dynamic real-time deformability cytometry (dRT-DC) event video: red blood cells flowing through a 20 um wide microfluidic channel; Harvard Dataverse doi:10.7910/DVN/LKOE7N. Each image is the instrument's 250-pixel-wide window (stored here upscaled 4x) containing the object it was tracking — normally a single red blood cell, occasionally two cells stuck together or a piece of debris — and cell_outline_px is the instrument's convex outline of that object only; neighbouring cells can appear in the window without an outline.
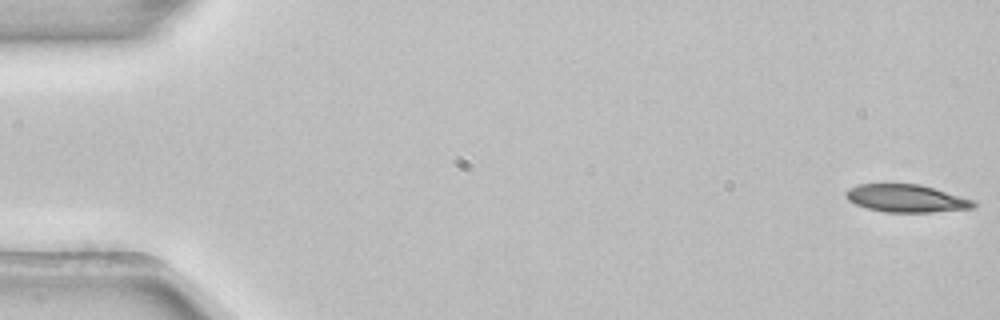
{"species": "common noctule bat (a hibernating species)", "species_latin": "Nyctalus noctula", "temperature_condition": "room temperature", "stored_images_in_passage": 53, "camera_frame_rate_fps": 3000, "um_per_image_px": 0.085, "animal": {"sex": "female", "body_mass_g": 22.7, "forearm_length_mm": 54.2}, "frame": {"image": 1, "passage_image": 1, "time_ms": 0.0, "image_size_px": [1000, 320], "cell_outline_px": [[976, 204], [972, 208], [932, 212], [884, 212], [868, 208], [856, 204], [848, 200], [844, 196], [844, 192], [848, 188], [860, 184], [920, 184], [972, 200]], "centroid_in_image_um": [76.96, 16.86], "position_along_channel_um": 8.0, "area_um2": 20.35}}
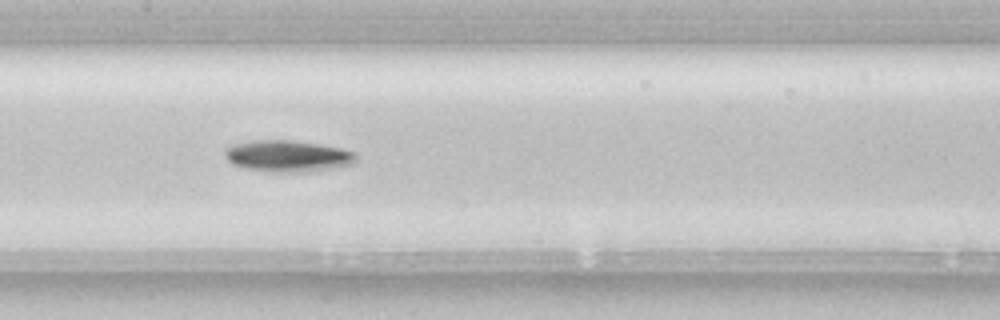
{"frame": {"image": 2, "passage_image": 26, "time_ms": 8.333, "image_size_px": [1000, 320], "cell_outline_px": [[356, 160], [352, 164], [312, 172], [272, 172], [244, 168], [232, 164], [224, 156], [224, 148], [236, 144], [252, 140], [292, 140], [320, 144], [340, 148], [356, 152]], "centroid_in_image_um": [24.45, 13.27], "position_along_channel_um": 183.0, "area_um2": 24.28}}
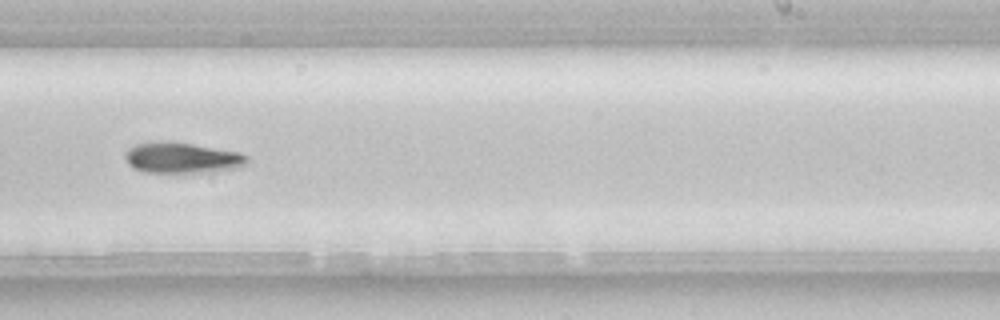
{"frame": {"image": 3, "passage_image": 33, "time_ms": 10.667, "image_size_px": [1000, 320], "cell_outline_px": [[248, 160], [240, 168], [212, 172], [144, 172], [132, 168], [128, 164], [124, 156], [124, 152], [128, 148], [136, 144], [160, 140], [172, 140], [240, 152], [248, 156]], "centroid_in_image_um": [15.45, 13.4], "position_along_channel_um": 273.5, "area_um2": 22.37}, "authors_computed_cell_mechanics": {"area_um2": 21.3282, "velocity_mm_per_s": 3.911, "shape_relaxation_time_tau1_ms": 3.1908, "shape_relaxation_time_tau2_ms": null, "deformation_change_tau1": 0.1014, "deformation_change_tau2": null}}